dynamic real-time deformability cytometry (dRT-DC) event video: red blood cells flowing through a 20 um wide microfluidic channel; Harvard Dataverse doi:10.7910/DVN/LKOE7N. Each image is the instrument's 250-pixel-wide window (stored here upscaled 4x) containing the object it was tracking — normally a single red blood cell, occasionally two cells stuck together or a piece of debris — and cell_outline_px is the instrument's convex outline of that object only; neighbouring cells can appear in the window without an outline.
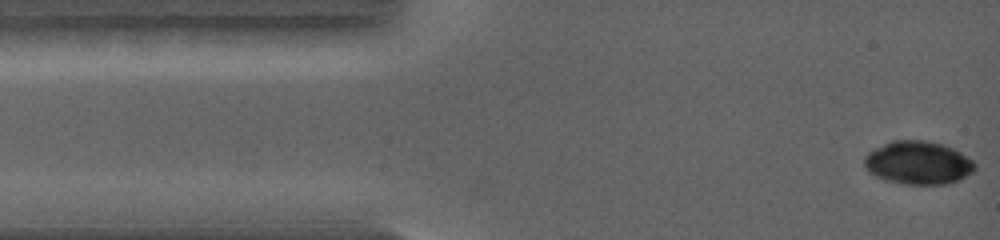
{"species": "common noctule bat (a hibernating species)", "species_latin": "Nyctalus noctula", "temperature_condition": "warm", "stored_images_in_passage": 47, "camera_frame_rate_fps": 5000, "um_per_image_px": 0.085, "animal": {"sex": "female", "body_mass_g": 19.0, "forearm_length_mm": 56.7}, "frame": {"image": 1, "passage_image": 1, "time_ms": 0.0, "image_size_px": [1000, 240], "cell_outline_px": [[976, 168], [972, 172], [960, 180], [948, 184], [904, 184], [884, 180], [868, 172], [864, 164], [864, 156], [868, 152], [892, 140], [924, 140], [940, 144], [952, 148], [960, 152], [972, 160], [976, 164]], "centroid_in_image_um": [78.03, 13.85], "position_along_channel_um": 7.0, "area_um2": 27.86}}
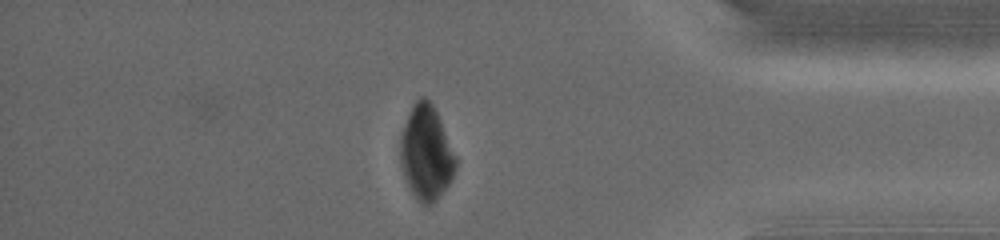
{"frame": {"image": 2, "passage_image": 47, "time_ms": 9.2, "image_size_px": [1000, 240], "cell_outline_px": [[456, 168], [448, 184], [436, 200], [432, 204], [420, 204], [416, 200], [404, 176], [400, 164], [400, 136], [404, 124], [412, 104], [420, 96], [424, 96], [432, 104], [440, 120], [456, 156]], "centroid_in_image_um": [36.2, 12.99], "position_along_channel_um": 399.0, "area_um2": 30.29}}